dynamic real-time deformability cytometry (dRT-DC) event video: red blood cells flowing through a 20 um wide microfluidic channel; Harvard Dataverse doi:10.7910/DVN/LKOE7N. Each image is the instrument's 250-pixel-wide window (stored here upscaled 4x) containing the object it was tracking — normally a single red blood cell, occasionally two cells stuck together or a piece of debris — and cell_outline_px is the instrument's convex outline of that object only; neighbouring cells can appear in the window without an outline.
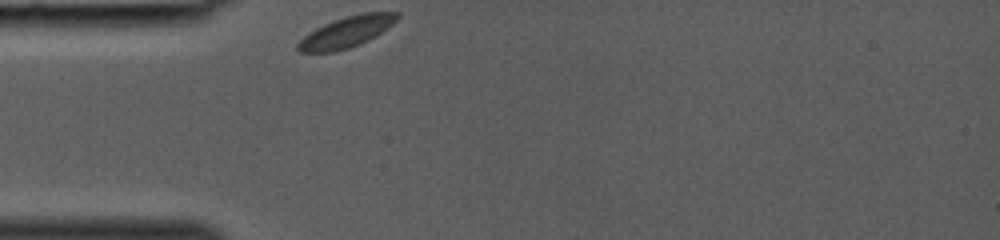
{"species": "common noctule bat (a hibernating species)", "species_latin": "Nyctalus noctula", "temperature_condition": "room temperature", "stored_images_in_passage": 24, "camera_frame_rate_fps": 3000, "um_per_image_px": 0.085, "animal": {"sex": "female", "body_mass_g": 19.0, "forearm_length_mm": 53.3}, "frame": {"image": 1, "passage_image": 1, "time_ms": 0.0, "image_size_px": [1000, 240], "cell_outline_px": [[400, 16], [392, 24], [376, 36], [360, 44], [336, 52], [300, 52], [296, 48], [296, 44], [304, 36], [316, 28], [324, 24], [360, 12], [400, 12]], "centroid_in_image_um": [29.46, 2.72], "position_along_channel_um": 55.5, "area_um2": 17.8}}
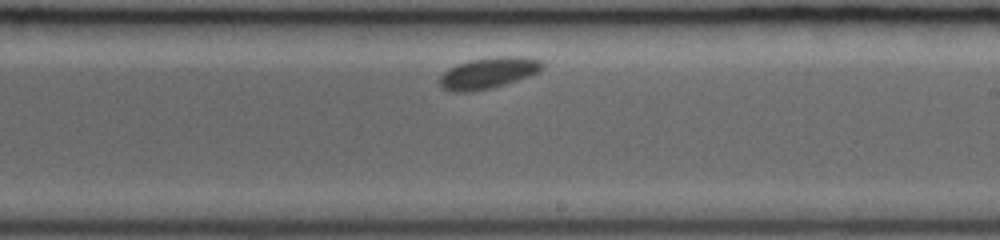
{"frame": {"image": 2, "passage_image": 14, "time_ms": 4.333, "image_size_px": [1000, 240], "cell_outline_px": [[544, 68], [540, 72], [492, 88], [468, 92], [452, 92], [440, 88], [440, 76], [448, 68], [456, 64], [472, 60], [492, 56], [528, 56], [540, 60], [544, 64]], "centroid_in_image_um": [41.52, 6.19], "position_along_channel_um": 247.5, "area_um2": 18.9}}
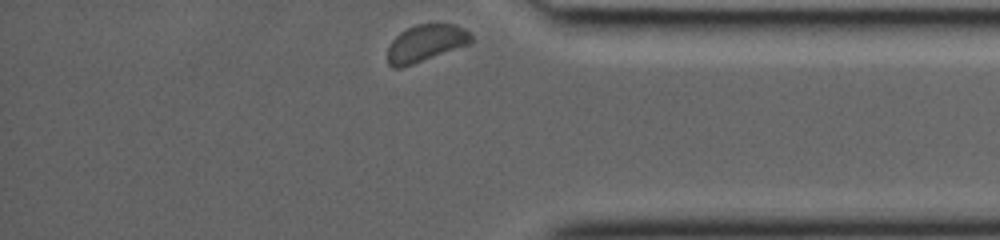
{"frame": {"image": 3, "passage_image": 24, "time_ms": 7.667, "image_size_px": [1000, 240], "cell_outline_px": [[472, 40], [468, 44], [412, 64], [400, 68], [392, 68], [388, 64], [388, 48], [392, 40], [400, 32], [416, 24], [456, 24], [464, 28], [472, 36]], "centroid_in_image_um": [36.16, 3.66], "position_along_channel_um": 399.0, "area_um2": 17.74}}